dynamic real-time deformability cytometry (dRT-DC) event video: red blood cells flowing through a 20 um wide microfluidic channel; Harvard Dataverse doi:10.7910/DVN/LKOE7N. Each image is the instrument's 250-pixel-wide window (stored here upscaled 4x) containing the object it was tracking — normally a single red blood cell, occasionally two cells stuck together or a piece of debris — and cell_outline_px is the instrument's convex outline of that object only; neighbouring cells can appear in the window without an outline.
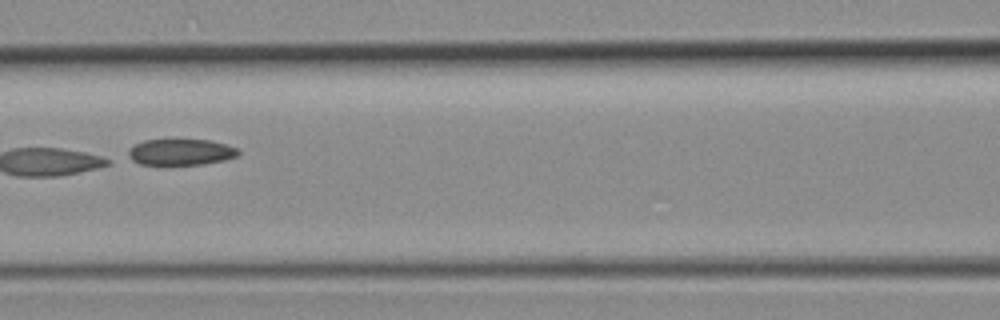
{"species": "common noctule bat (a hibernating species)", "species_latin": "Nyctalus noctula", "temperature_condition": "room temperature", "stored_images_in_passage": 5, "camera_frame_rate_fps": 3000, "um_per_image_px": 0.085, "animal": {"sex": "female", "body_mass_g": 19.3, "forearm_length_mm": 54.1}, "frame": {"image": 1, "passage_image": 4, "time_ms": 1.0, "image_size_px": [1000, 320], "cell_outline_px": [[240, 152], [236, 156], [224, 160], [204, 164], [140, 164], [132, 160], [128, 156], [128, 152], [136, 144], [144, 140], [208, 140], [224, 144], [236, 148]], "centroid_in_image_um": [15.37, 12.93], "position_along_channel_um": 151.2, "area_um2": 16.42}}
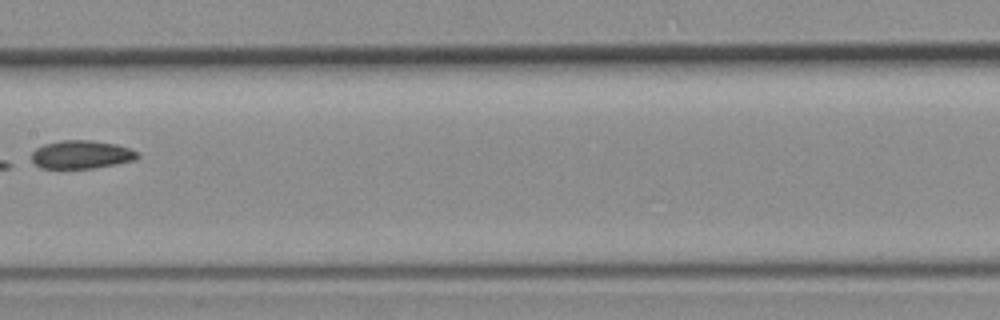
{"frame": {"image": 2, "passage_image": 5, "time_ms": 1.333, "image_size_px": [1000, 320], "cell_outline_px": [[140, 156], [136, 160], [116, 164], [92, 168], [40, 168], [32, 160], [32, 152], [36, 148], [44, 144], [60, 140], [92, 140], [116, 144], [140, 152]], "centroid_in_image_um": [6.94, 13.13], "position_along_channel_um": 200.5, "area_um2": 17.51}}